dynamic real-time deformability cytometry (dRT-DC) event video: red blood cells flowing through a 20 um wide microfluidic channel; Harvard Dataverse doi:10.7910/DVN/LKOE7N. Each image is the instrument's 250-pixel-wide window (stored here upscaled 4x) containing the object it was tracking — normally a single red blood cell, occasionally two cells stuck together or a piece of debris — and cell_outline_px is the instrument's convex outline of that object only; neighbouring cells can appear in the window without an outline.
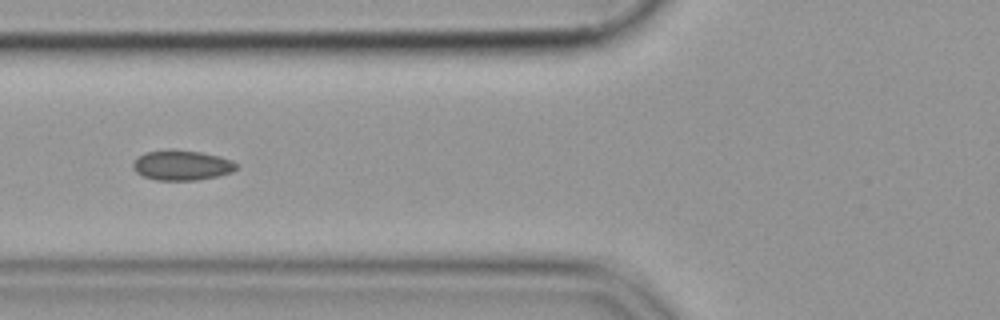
{"species": "common noctule bat (a hibernating species)", "species_latin": "Nyctalus noctula", "temperature_condition": "cold", "stored_images_in_passage": 40, "camera_frame_rate_fps": 3000, "um_per_image_px": 0.085, "animal": {"sex": "female", "body_mass_g": 19.9}, "frame": {"image": 1, "passage_image": 7, "time_ms": 2.0, "image_size_px": [1000, 320], "cell_outline_px": [[236, 168], [232, 172], [216, 176], [196, 180], [156, 180], [144, 176], [136, 172], [132, 168], [132, 164], [144, 152], [168, 148], [176, 148], [200, 152], [220, 156], [232, 160], [236, 164]], "centroid_in_image_um": [15.43, 14.02], "position_along_channel_um": 110.4, "area_um2": 18.26}}